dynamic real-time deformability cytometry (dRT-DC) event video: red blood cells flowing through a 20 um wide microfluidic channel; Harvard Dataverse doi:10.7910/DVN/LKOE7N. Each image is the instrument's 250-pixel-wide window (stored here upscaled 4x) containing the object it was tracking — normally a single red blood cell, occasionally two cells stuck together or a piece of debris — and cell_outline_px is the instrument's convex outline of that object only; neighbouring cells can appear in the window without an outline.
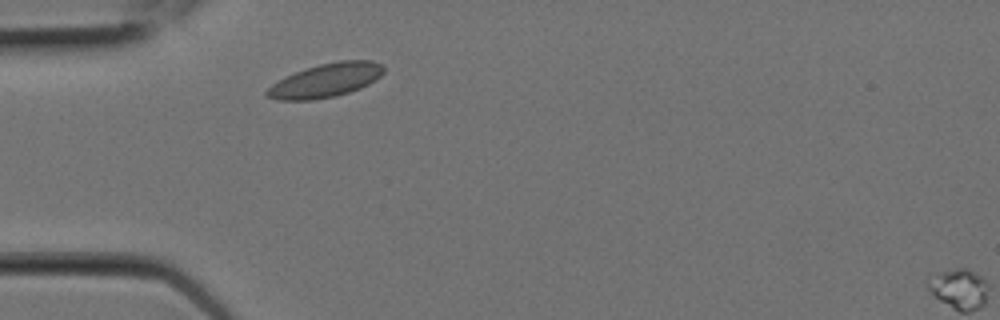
{"species": "Egyptian fruit bat (a non-hibernating species)", "species_latin": "Rousettus aegyptiacus", "temperature_condition": "room temperature", "stored_images_in_passage": 3, "segment_of_instrument_passage": [1, 2], "camera_frame_rate_fps": 3000, "um_per_image_px": 0.085, "animal": {"sex": "female"}, "frame": {"image": 1, "passage_image": 2, "time_ms": 0.333, "image_size_px": [1000, 320], "cell_outline_px": [[384, 72], [376, 80], [360, 88], [336, 96], [312, 100], [276, 100], [264, 96], [264, 92], [272, 84], [296, 72], [320, 64], [340, 60], [372, 60], [384, 64]], "centroid_in_image_um": [27.71, 6.83], "position_along_channel_um": 57.3, "area_um2": 22.95}}